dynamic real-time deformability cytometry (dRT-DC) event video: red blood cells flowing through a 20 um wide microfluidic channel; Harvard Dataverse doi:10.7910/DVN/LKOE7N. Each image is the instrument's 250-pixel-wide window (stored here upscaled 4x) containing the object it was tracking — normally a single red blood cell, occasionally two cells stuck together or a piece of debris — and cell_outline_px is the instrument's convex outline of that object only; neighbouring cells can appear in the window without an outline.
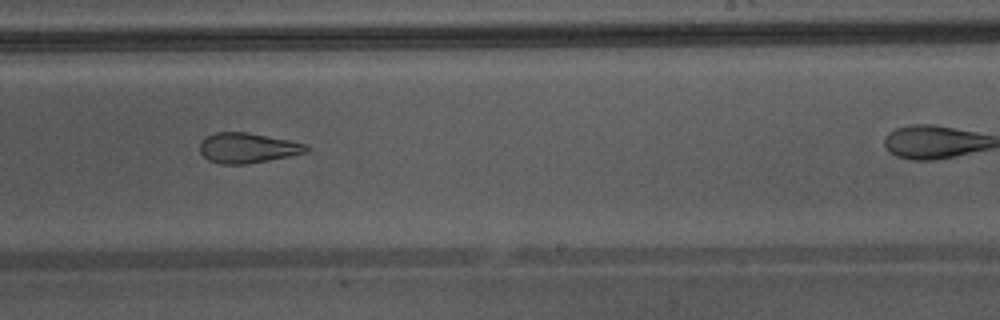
{"species": "Egyptian fruit bat (a non-hibernating species)", "species_latin": "Rousettus aegyptiacus", "temperature_condition": "warm", "stored_images_in_passage": 31, "camera_frame_rate_fps": 3000, "um_per_image_px": 0.085, "animal": {"sex": "male"}, "frame": {"image": 1, "passage_image": 22, "time_ms": 7.0, "image_size_px": [1000, 320], "cell_outline_px": [[308, 152], [268, 160], [244, 164], [220, 164], [208, 160], [200, 152], [200, 140], [204, 136], [216, 132], [248, 132], [288, 140], [304, 144], [308, 148]], "centroid_in_image_um": [20.97, 12.56], "position_along_channel_um": 268.0, "area_um2": 18.61}}